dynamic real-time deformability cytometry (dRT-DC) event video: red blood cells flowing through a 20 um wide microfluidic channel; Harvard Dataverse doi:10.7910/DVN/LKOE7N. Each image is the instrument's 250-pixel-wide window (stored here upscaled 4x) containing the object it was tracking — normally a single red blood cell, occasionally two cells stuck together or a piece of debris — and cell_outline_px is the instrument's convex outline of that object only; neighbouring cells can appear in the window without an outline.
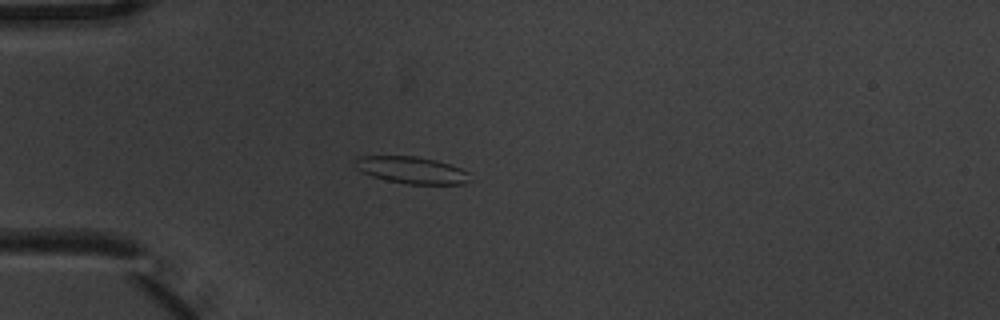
{"species": "common noctule bat (a hibernating species)", "species_latin": "Nyctalus noctula", "temperature_condition": "warm", "stored_images_in_passage": 4, "camera_frame_rate_fps": 3000, "um_per_image_px": 0.085, "animal": {"sex": "male", "body_mass_g": 20.1, "forearm_length_mm": 53.5}, "frame": {"image": 1, "passage_image": 4, "time_ms": 1.0, "image_size_px": [1000, 320], "cell_outline_px": [[468, 180], [464, 184], [408, 184], [384, 180], [372, 176], [356, 168], [356, 156], [416, 156], [436, 160], [460, 168], [468, 172]], "centroid_in_image_um": [34.97, 14.46], "position_along_channel_um": 50.0, "area_um2": 17.86}}